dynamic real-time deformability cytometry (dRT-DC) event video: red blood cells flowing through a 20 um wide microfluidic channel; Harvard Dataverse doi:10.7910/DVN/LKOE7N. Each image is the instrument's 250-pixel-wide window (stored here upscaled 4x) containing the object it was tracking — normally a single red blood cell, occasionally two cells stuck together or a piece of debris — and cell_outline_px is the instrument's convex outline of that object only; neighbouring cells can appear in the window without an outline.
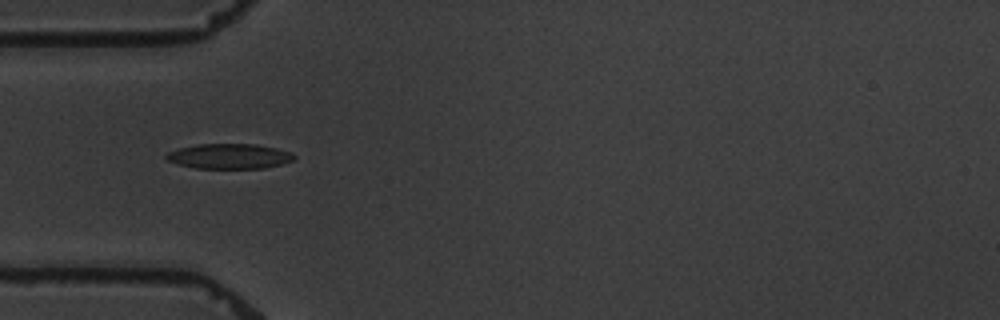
{"species": "common noctule bat (a hibernating species)", "species_latin": "Nyctalus noctula", "temperature_condition": "warm", "stored_images_in_passage": 1, "camera_frame_rate_fps": 3000, "um_per_image_px": 0.085, "animal": {"sex": "male", "body_mass_g": 19.5, "forearm_length_mm": 54.6}, "frame": {"image": 1, "passage_image": 1, "time_ms": 0.0, "image_size_px": [1000, 320], "cell_outline_px": [[296, 156], [292, 160], [280, 164], [264, 168], [196, 168], [176, 164], [168, 160], [164, 156], [168, 152], [180, 148], [196, 144], [256, 144], [276, 148], [292, 152]], "centroid_in_image_um": [19.48, 13.27], "position_along_channel_um": 65.5, "area_um2": 18.61}}